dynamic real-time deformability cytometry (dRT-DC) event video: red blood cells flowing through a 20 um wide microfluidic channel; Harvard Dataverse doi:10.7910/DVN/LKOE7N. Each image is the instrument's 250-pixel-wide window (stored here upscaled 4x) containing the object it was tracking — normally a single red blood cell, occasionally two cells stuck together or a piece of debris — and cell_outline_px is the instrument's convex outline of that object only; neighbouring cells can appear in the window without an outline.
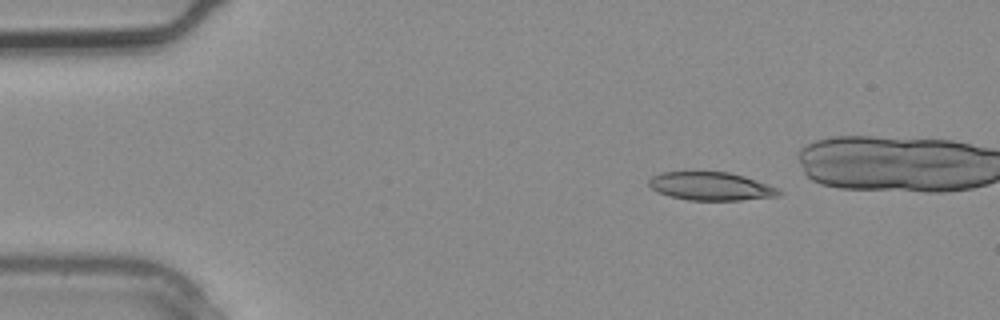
{"species": "common noctule bat (a hibernating species)", "species_latin": "Nyctalus noctula", "temperature_condition": "warm", "stored_images_in_passage": 3, "camera_frame_rate_fps": 3000, "um_per_image_px": 0.085, "animal": {"sex": "male", "body_mass_g": 20.4}, "frame": {"image": 1, "passage_image": 1, "time_ms": 0.0, "image_size_px": [1000, 320], "cell_outline_px": [[784, 192], [780, 196], [740, 200], [688, 200], [656, 192], [648, 184], [648, 180], [652, 176], [660, 172], [728, 172], [744, 176], [768, 184]], "centroid_in_image_um": [60.43, 15.83], "position_along_channel_um": 24.6, "area_um2": 21.39}}